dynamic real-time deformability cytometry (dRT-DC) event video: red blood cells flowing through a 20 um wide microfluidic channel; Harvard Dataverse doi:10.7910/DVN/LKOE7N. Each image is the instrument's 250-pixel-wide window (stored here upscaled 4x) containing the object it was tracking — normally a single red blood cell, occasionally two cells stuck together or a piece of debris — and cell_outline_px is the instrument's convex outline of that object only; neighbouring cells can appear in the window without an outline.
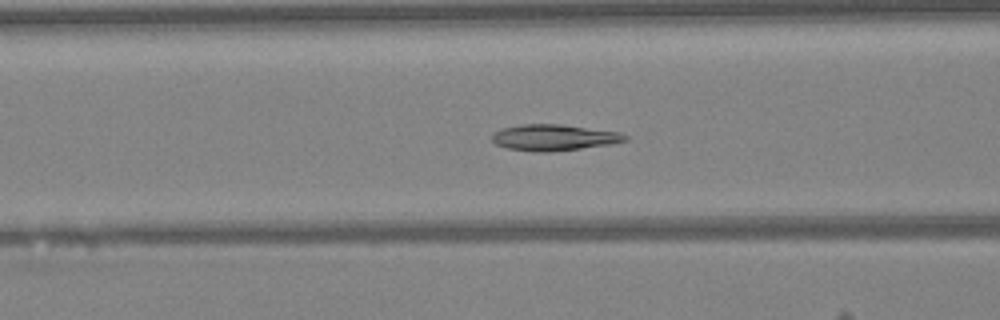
{"species": "Egyptian fruit bat (a non-hibernating species)", "species_latin": "Rousettus aegyptiacus", "temperature_condition": "warm", "stored_images_in_passage": 48, "camera_frame_rate_fps": 3000, "um_per_image_px": 0.085, "animal": {"sex": "female"}, "frame": {"image": 1, "passage_image": 19, "time_ms": 6.0, "image_size_px": [1000, 320], "cell_outline_px": [[628, 140], [612, 144], [548, 152], [536, 152], [508, 148], [496, 144], [492, 140], [492, 136], [496, 132], [504, 128], [524, 124], [560, 124], [620, 132], [628, 136]], "centroid_in_image_um": [47.13, 11.69], "position_along_channel_um": 119.5, "area_um2": 20.06}}
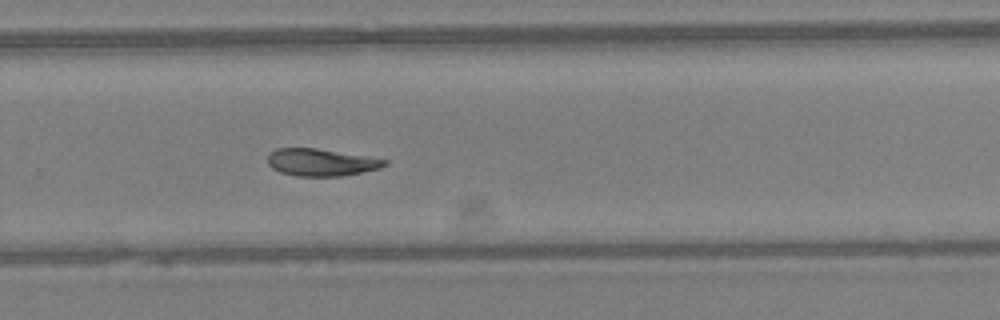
{"frame": {"image": 2, "passage_image": 32, "time_ms": 10.333, "image_size_px": [1000, 320], "cell_outline_px": [[388, 164], [380, 168], [340, 176], [296, 176], [280, 172], [272, 168], [268, 164], [268, 156], [276, 148], [316, 148], [368, 156], [388, 160]], "centroid_in_image_um": [27.3, 13.79], "position_along_channel_um": 302.5, "area_um2": 18.5}}
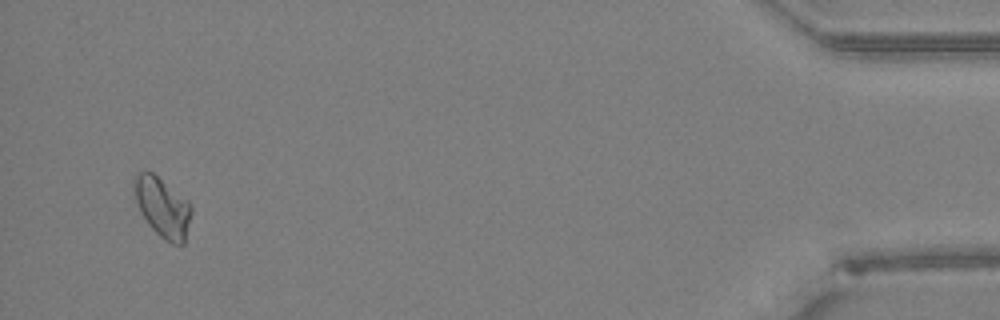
{"frame": {"image": 3, "passage_image": 46, "time_ms": 15.0, "image_size_px": [1000, 320], "cell_outline_px": [[192, 212], [184, 244], [172, 244], [164, 240], [148, 224], [140, 212], [132, 188], [132, 180], [140, 172], [152, 172], [188, 200], [192, 208]], "centroid_in_image_um": [13.81, 17.62], "position_along_channel_um": 421.4, "area_um2": 19.94}, "authors_computed_cell_mechanics": {"area_um2": 19.9121, "velocity_mm_per_s": 4.2395, "shape_relaxation_time_tau1_ms": 4.7016, "shape_relaxation_time_tau2_ms": null, "deformation_change_tau1": 0.1163, "deformation_change_tau2": null}}